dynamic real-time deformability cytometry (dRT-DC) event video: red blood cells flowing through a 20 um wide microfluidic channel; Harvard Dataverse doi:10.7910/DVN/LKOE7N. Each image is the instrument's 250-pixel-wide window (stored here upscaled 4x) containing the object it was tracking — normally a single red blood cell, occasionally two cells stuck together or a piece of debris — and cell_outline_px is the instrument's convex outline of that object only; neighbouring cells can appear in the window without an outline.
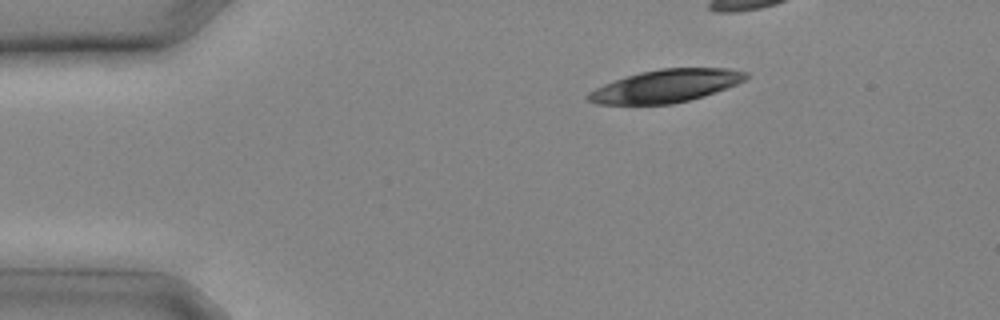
{"species": "common noctule bat (a hibernating species)", "species_latin": "Nyctalus noctula", "temperature_condition": "cold", "stored_images_in_passage": 7, "camera_frame_rate_fps": 3000, "um_per_image_px": 0.085, "animal": {"sex": "male", "body_mass_g": 20.4}, "frame": {"image": 1, "passage_image": 1, "time_ms": 0.0, "image_size_px": [1000, 320], "cell_outline_px": [[748, 76], [744, 80], [736, 84], [716, 92], [704, 96], [672, 104], [596, 104], [588, 100], [588, 92], [604, 84], [640, 72], [660, 68], [728, 68], [748, 72]], "centroid_in_image_um": [56.62, 7.3], "position_along_channel_um": 28.4, "area_um2": 29.88}}